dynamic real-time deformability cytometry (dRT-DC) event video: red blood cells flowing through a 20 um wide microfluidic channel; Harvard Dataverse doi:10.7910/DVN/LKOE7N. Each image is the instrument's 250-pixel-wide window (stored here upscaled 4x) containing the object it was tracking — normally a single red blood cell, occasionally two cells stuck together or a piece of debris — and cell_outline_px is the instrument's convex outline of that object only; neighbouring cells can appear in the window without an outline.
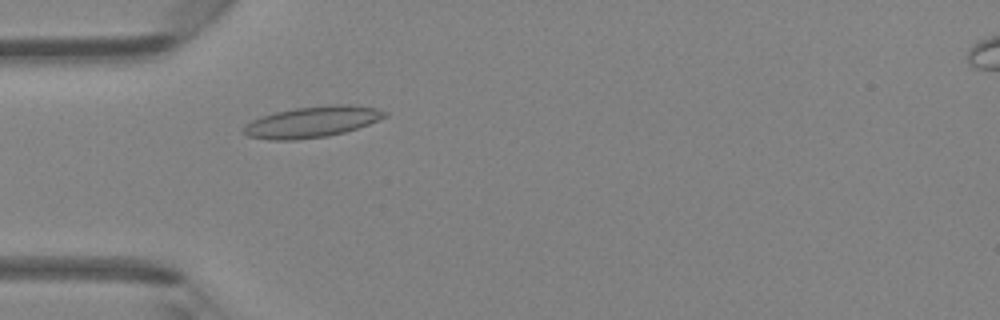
{"species": "Egyptian fruit bat (a non-hibernating species)", "species_latin": "Rousettus aegyptiacus", "temperature_condition": "room temperature", "stored_images_in_passage": 45, "camera_frame_rate_fps": 3000, "um_per_image_px": 0.085, "animal": {"sex": "female"}, "frame": {"image": 1, "passage_image": 12, "time_ms": 3.667, "image_size_px": [1000, 320], "cell_outline_px": [[388, 116], [368, 124], [344, 132], [328, 136], [296, 140], [268, 140], [248, 136], [244, 132], [244, 128], [252, 120], [276, 112], [296, 108], [332, 104], [348, 104], [376, 108], [388, 112]], "centroid_in_image_um": [26.57, 10.36], "position_along_channel_um": 58.4, "area_um2": 25.32}}
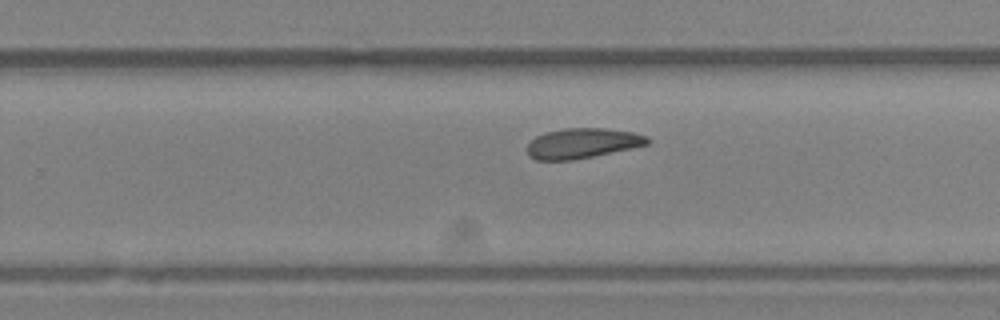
{"frame": {"image": 2, "passage_image": 28, "time_ms": 9.0, "image_size_px": [1000, 320], "cell_outline_px": [[652, 140], [648, 144], [632, 148], [572, 160], [536, 160], [528, 156], [528, 144], [536, 136], [544, 132], [564, 128], [604, 128], [632, 132], [648, 136]], "centroid_in_image_um": [49.51, 12.17], "position_along_channel_um": 280.3, "area_um2": 21.1}}
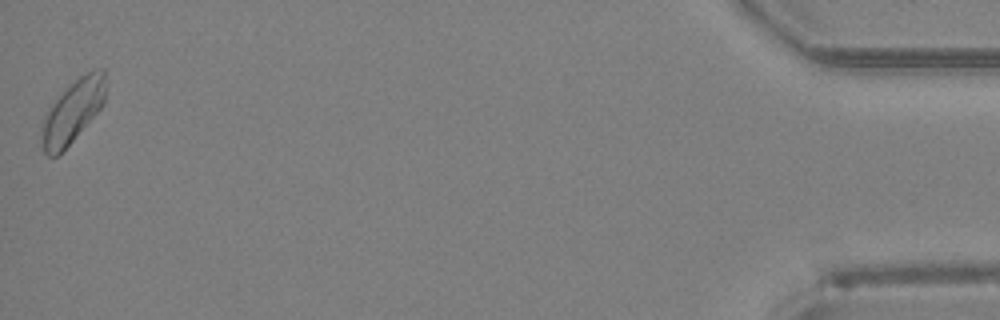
{"frame": {"image": 3, "passage_image": 45, "time_ms": 14.667, "image_size_px": [1000, 320], "cell_outline_px": [[104, 104], [72, 140], [56, 156], [48, 156], [44, 152], [40, 140], [40, 128], [44, 116], [48, 108], [68, 84], [80, 76], [96, 68], [104, 68]], "centroid_in_image_um": [6.13, 9.45], "position_along_channel_um": 429.1, "area_um2": 23.18}}